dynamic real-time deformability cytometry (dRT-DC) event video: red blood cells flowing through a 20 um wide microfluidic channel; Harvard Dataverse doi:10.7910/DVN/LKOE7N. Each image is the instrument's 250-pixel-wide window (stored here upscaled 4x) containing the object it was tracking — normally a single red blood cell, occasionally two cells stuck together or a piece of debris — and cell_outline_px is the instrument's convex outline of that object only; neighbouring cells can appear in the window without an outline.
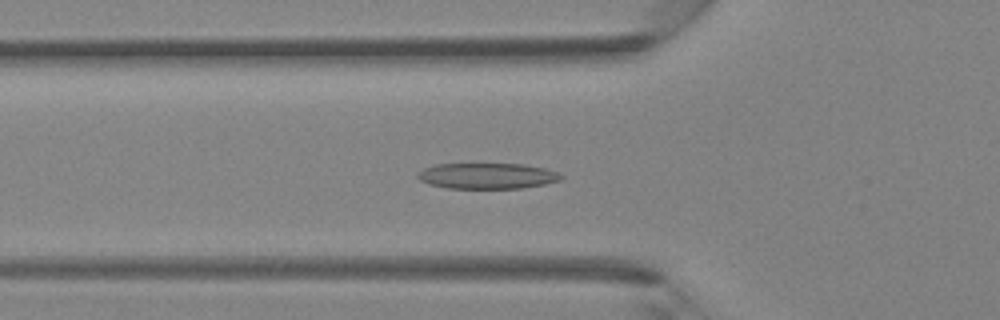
{"species": "Egyptian fruit bat (a non-hibernating species)", "species_latin": "Rousettus aegyptiacus", "temperature_condition": "room temperature", "stored_images_in_passage": 42, "camera_frame_rate_fps": 3000, "um_per_image_px": 0.085, "animal": {"sex": "female"}, "frame": {"image": 1, "passage_image": 15, "time_ms": 4.667, "image_size_px": [1000, 320], "cell_outline_px": [[564, 180], [524, 188], [448, 188], [428, 184], [420, 180], [416, 176], [416, 172], [424, 168], [436, 164], [524, 164], [544, 168], [556, 172], [564, 176]], "centroid_in_image_um": [41.41, 14.95], "position_along_channel_um": 84.4, "area_um2": 21.68}}
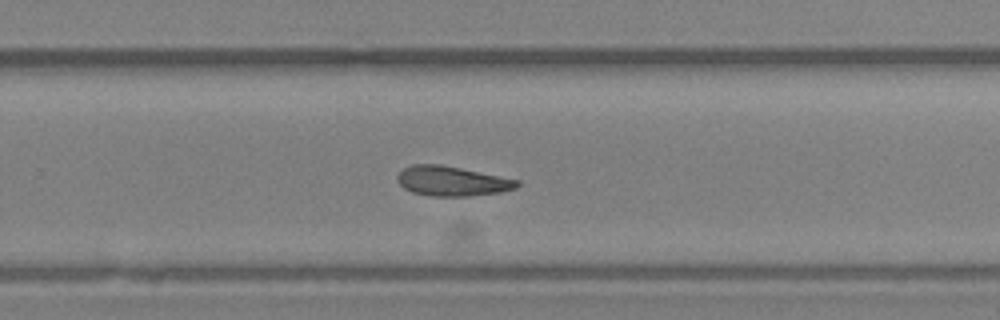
{"frame": {"image": 2, "passage_image": 28, "time_ms": 9.0, "image_size_px": [1000, 320], "cell_outline_px": [[520, 184], [516, 188], [500, 192], [468, 196], [432, 196], [412, 192], [404, 188], [396, 180], [396, 176], [404, 168], [412, 164], [440, 164], [520, 180]], "centroid_in_image_um": [38.4, 15.39], "position_along_channel_um": 291.4, "area_um2": 20.69}}
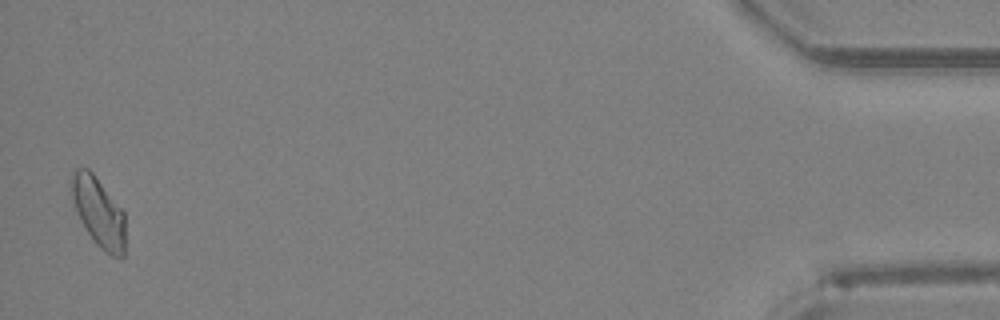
{"frame": {"image": 3, "passage_image": 42, "time_ms": 13.667, "image_size_px": [1000, 320], "cell_outline_px": [[124, 256], [120, 260], [112, 256], [100, 248], [92, 240], [80, 220], [76, 212], [68, 184], [68, 180], [72, 172], [76, 168], [88, 168], [92, 172], [124, 212]], "centroid_in_image_um": [8.33, 18.02], "position_along_channel_um": 426.9, "area_um2": 22.08}}